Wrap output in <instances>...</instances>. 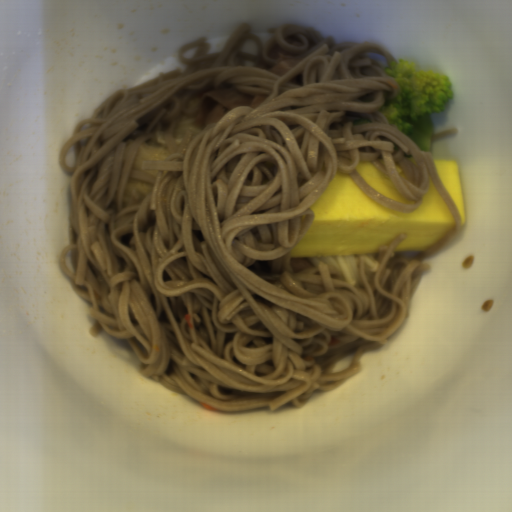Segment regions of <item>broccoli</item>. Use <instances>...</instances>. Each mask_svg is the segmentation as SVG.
Listing matches in <instances>:
<instances>
[{"mask_svg":"<svg viewBox=\"0 0 512 512\" xmlns=\"http://www.w3.org/2000/svg\"><path fill=\"white\" fill-rule=\"evenodd\" d=\"M396 59L384 70L399 83L400 92L378 111L421 151L429 152L434 129L431 112H443L446 102L453 100L451 79L438 71L417 70L411 60Z\"/></svg>","mask_w":512,"mask_h":512,"instance_id":"obj_1","label":"broccoli"}]
</instances>
